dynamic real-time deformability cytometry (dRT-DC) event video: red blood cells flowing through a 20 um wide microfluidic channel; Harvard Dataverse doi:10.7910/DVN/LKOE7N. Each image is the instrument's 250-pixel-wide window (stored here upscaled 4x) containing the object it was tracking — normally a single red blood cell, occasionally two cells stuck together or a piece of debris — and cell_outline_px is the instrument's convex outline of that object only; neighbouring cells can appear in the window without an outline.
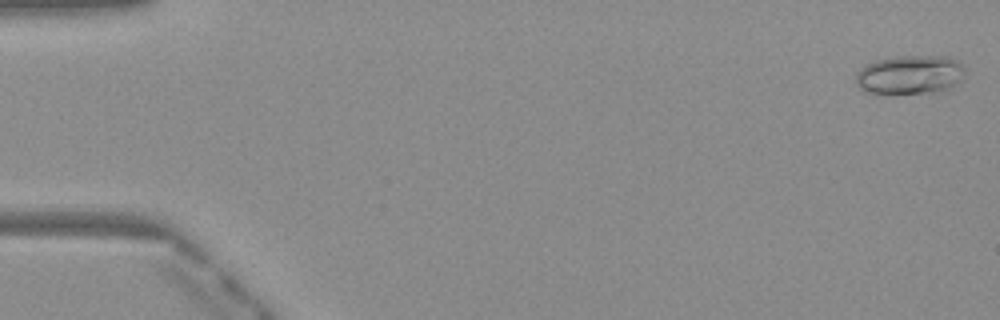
{"species": "Egyptian fruit bat (a non-hibernating species)", "species_latin": "Rousettus aegyptiacus", "temperature_condition": "warm", "stored_images_in_passage": 50, "camera_frame_rate_fps": 3000, "um_per_image_px": 0.085, "frame": {"image": 1, "passage_image": 1, "time_ms": 0.0, "image_size_px": [1000, 320], "cell_outline_px": [[964, 76], [960, 80], [948, 88], [924, 92], [864, 92], [856, 84], [856, 72], [864, 64], [876, 60], [900, 56], [948, 56], [956, 60], [964, 68]], "centroid_in_image_um": [77.3, 6.31], "position_along_channel_um": 7.7, "area_um2": 24.28}}
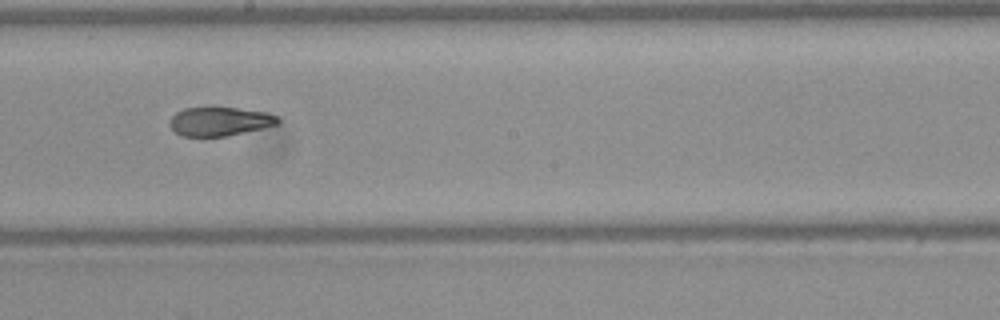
{"frame": {"image": 2, "passage_image": 28, "time_ms": 9.0, "image_size_px": [1000, 320], "cell_outline_px": [[280, 124], [228, 136], [180, 136], [168, 124], [172, 116], [176, 112], [184, 108], [236, 108], [264, 112], [276, 116], [280, 120]], "centroid_in_image_um": [18.66, 10.33], "position_along_channel_um": 229.5, "area_um2": 18.03}}
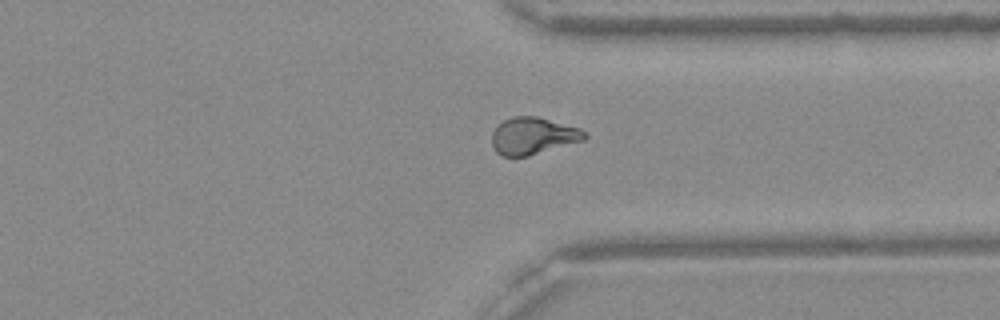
{"frame": {"image": 3, "passage_image": 38, "time_ms": 12.333, "image_size_px": [1000, 320], "cell_outline_px": [[588, 136], [584, 140], [528, 156], [500, 156], [496, 152], [492, 144], [492, 132], [504, 120], [512, 116], [536, 116], [580, 128], [588, 132]], "centroid_in_image_um": [45.32, 11.55], "position_along_channel_um": 366.1, "area_um2": 20.0}, "authors_computed_cell_mechanics": {"area_um2": 19.5653, "velocity_mm_per_s": 4.1056, "shape_relaxation_time_tau1_ms": 5.8431, "shape_relaxation_time_tau2_ms": 3.0576, "deformation_change_tau1": 0.206, "deformation_change_tau2": 0.113}}